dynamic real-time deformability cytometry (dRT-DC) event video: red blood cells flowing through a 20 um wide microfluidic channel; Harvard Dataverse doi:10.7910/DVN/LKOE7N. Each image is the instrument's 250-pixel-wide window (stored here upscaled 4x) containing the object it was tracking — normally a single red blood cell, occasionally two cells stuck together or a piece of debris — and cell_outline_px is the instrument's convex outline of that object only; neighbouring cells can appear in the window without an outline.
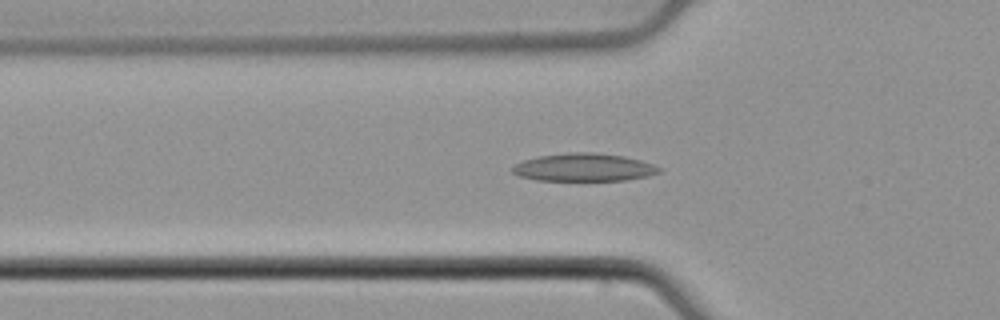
{"species": "common noctule bat (a hibernating species)", "species_latin": "Nyctalus noctula", "temperature_condition": "cold", "stored_images_in_passage": 43, "camera_frame_rate_fps": 3000, "um_per_image_px": 0.085, "animal": {"sex": "male", "body_mass_g": 21.5, "forearm_length_mm": 52.0}, "frame": {"image": 1, "passage_image": 14, "time_ms": 4.333, "image_size_px": [1000, 320], "cell_outline_px": [[660, 172], [648, 176], [628, 180], [536, 180], [516, 176], [512, 172], [512, 168], [516, 164], [524, 160], [540, 156], [568, 152], [596, 152], [624, 156], [640, 160], [652, 164], [660, 168]], "centroid_in_image_um": [49.62, 14.22], "position_along_channel_um": 76.2, "area_um2": 23.81}}
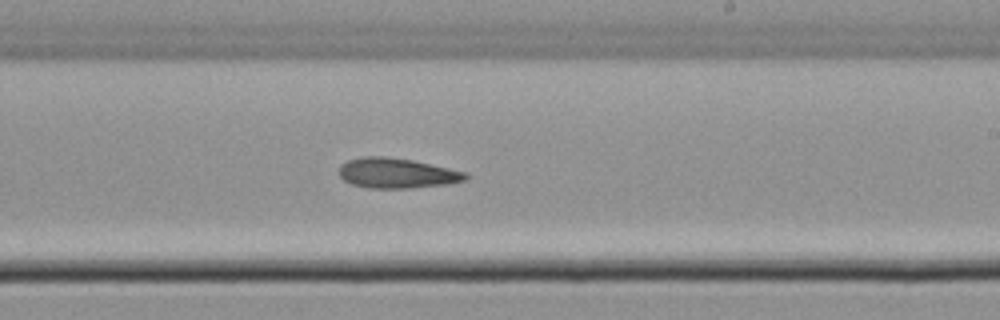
{"frame": {"image": 2, "passage_image": 28, "time_ms": 9.0, "image_size_px": [1000, 320], "cell_outline_px": [[468, 176], [464, 180], [448, 184], [408, 188], [368, 188], [352, 184], [344, 180], [340, 176], [340, 164], [348, 160], [360, 156], [384, 156], [412, 160], [468, 172]], "centroid_in_image_um": [33.72, 14.71], "position_along_channel_um": 255.3, "area_um2": 22.2}}
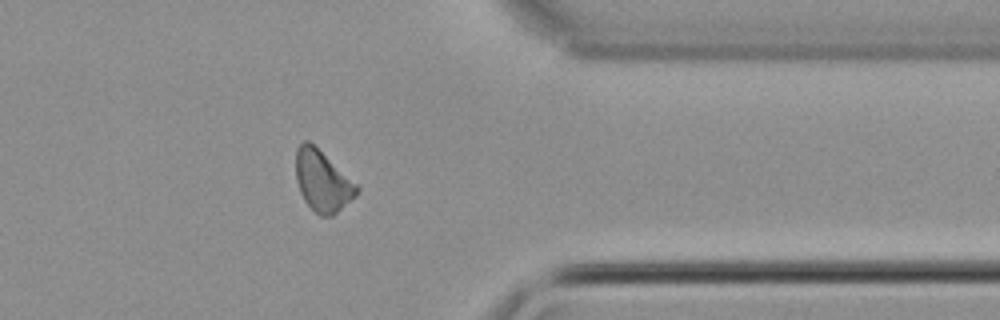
{"frame": {"image": 3, "passage_image": 39, "time_ms": 12.667, "image_size_px": [1000, 320], "cell_outline_px": [[360, 188], [356, 196], [332, 216], [320, 216], [304, 200], [300, 192], [296, 180], [296, 148], [304, 140], [308, 140], [356, 184]], "centroid_in_image_um": [27.39, 15.4], "position_along_channel_um": 384.0, "area_um2": 21.15}}